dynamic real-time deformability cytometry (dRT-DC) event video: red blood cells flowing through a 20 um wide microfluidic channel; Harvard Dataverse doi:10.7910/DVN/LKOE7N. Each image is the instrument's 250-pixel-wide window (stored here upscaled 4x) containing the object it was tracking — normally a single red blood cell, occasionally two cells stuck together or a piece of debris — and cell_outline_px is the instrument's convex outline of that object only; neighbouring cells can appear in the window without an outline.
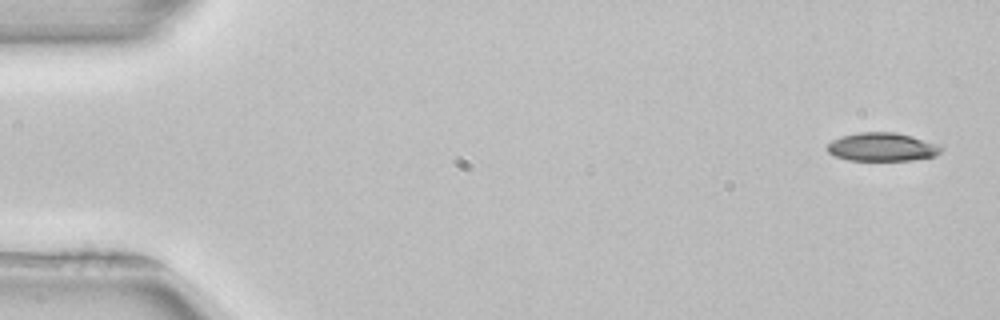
{"species": "common noctule bat (a hibernating species)", "species_latin": "Nyctalus noctula", "temperature_condition": "room temperature", "stored_images_in_passage": 48, "camera_frame_rate_fps": 3000, "um_per_image_px": 0.085, "animal": {"sex": "female", "body_mass_g": 22.7, "forearm_length_mm": 54.2}, "frame": {"image": 1, "passage_image": 1, "time_ms": 0.0, "image_size_px": [1000, 320], "cell_outline_px": [[944, 148], [936, 156], [912, 160], [848, 160], [836, 156], [828, 152], [828, 144], [832, 140], [840, 136], [860, 132], [892, 132], [912, 136]], "centroid_in_image_um": [74.95, 12.49], "position_along_channel_um": 10.0, "area_um2": 18.61}}
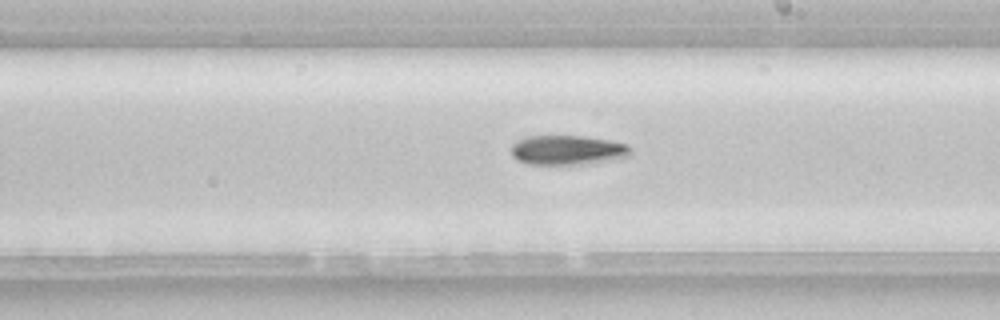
{"frame": {"image": 2, "passage_image": 29, "time_ms": 9.333, "image_size_px": [1000, 320], "cell_outline_px": [[632, 152], [628, 156], [584, 164], [528, 164], [516, 160], [512, 156], [512, 144], [516, 140], [528, 136], [584, 136], [608, 140], [628, 144], [632, 148]], "centroid_in_image_um": [48.21, 12.75], "position_along_channel_um": 240.8, "area_um2": 20.52}, "authors_computed_cell_mechanics": {"area_um2": 19.8832, "velocity_mm_per_s": 3.9539, "shape_relaxation_time_tau1_ms": 5.2526, "shape_relaxation_time_tau2_ms": null, "deformation_change_tau1": 0.1346, "deformation_change_tau2": null}}